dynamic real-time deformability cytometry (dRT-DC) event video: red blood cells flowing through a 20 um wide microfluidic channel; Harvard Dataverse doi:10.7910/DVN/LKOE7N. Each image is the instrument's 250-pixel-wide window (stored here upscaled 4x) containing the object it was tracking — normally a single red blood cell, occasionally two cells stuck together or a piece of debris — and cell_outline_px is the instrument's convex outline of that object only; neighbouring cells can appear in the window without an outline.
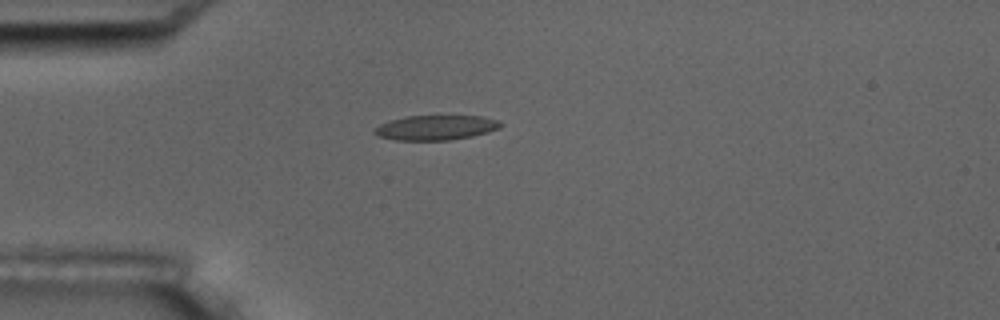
{"species": "common noctule bat (a hibernating species)", "species_latin": "Nyctalus noctula", "temperature_condition": "room temperature", "stored_images_in_passage": 1, "camera_frame_rate_fps": 3000, "um_per_image_px": 0.085, "animal": {"sex": "male", "body_mass_g": 17.5, "forearm_length_mm": 52.3}, "frame": {"image": 1, "passage_image": 1, "time_ms": 0.0, "image_size_px": [1000, 320], "cell_outline_px": [[504, 124], [500, 128], [488, 132], [472, 136], [452, 140], [396, 140], [376, 136], [372, 132], [380, 124], [388, 120], [404, 116], [484, 116], [500, 120]], "centroid_in_image_um": [37.06, 10.84], "position_along_channel_um": 47.9, "area_um2": 18.5}}